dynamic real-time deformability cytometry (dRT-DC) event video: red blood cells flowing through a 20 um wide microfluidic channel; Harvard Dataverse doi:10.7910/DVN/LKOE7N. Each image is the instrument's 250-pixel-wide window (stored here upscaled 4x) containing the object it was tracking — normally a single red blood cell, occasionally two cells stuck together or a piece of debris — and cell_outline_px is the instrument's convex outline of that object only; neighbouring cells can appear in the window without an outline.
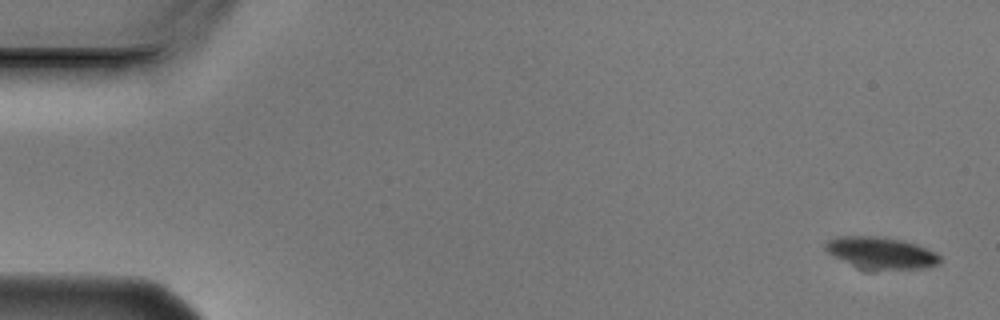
{"species": "Egyptian fruit bat (a non-hibernating species)", "species_latin": "Rousettus aegyptiacus", "temperature_condition": "cold", "stored_images_in_passage": 4, "camera_frame_rate_fps": 3000, "um_per_image_px": 0.085, "animal": {"sex": "male"}, "frame": {"image": 1, "passage_image": 1, "time_ms": 0.0, "image_size_px": [1000, 320], "cell_outline_px": [[940, 264], [928, 268], [860, 268], [832, 256], [824, 248], [824, 244], [828, 240], [836, 236], [880, 236], [900, 240], [916, 244], [936, 252], [940, 256]], "centroid_in_image_um": [74.88, 21.47], "position_along_channel_um": 10.1, "area_um2": 20.98}}
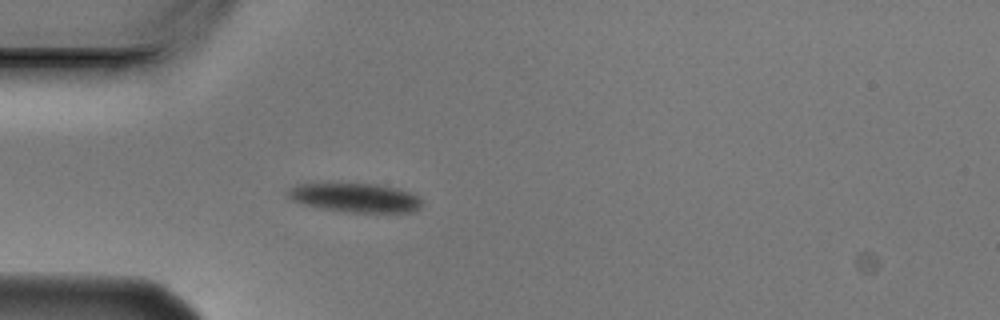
{"frame": {"image": 2, "passage_image": 4, "time_ms": 1.0, "image_size_px": [1000, 320], "cell_outline_px": [[420, 208], [412, 212], [348, 212], [320, 208], [304, 204], [292, 200], [288, 196], [288, 192], [296, 184], [376, 184], [396, 188], [408, 192], [416, 196], [420, 200]], "centroid_in_image_um": [30.19, 16.81], "position_along_channel_um": 54.8, "area_um2": 22.2}}